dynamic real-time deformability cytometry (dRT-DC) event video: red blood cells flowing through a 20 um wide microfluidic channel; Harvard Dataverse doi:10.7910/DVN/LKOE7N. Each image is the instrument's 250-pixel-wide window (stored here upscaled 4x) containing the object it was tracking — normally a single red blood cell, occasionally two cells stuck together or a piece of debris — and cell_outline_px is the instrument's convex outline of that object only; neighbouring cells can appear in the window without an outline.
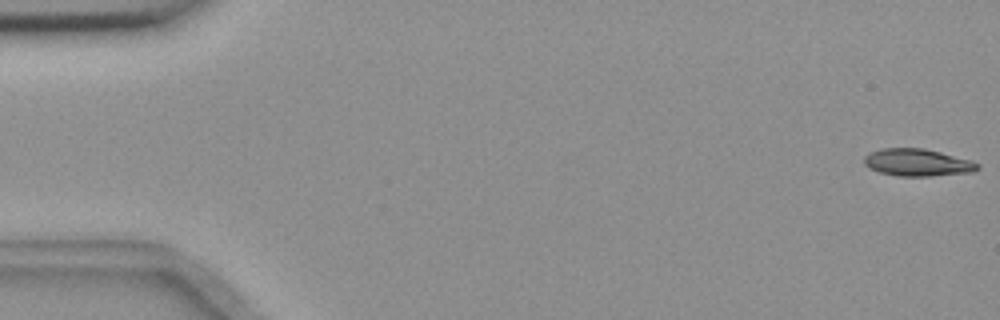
{"species": "common noctule bat (a hibernating species)", "species_latin": "Nyctalus noctula", "temperature_condition": "room temperature", "stored_images_in_passage": 56, "camera_frame_rate_fps": 3000, "um_per_image_px": 0.085, "animal": {"sex": "female", "body_mass_g": 18.4}, "frame": {"image": 1, "passage_image": 1, "time_ms": 0.0, "image_size_px": [1000, 320], "cell_outline_px": [[976, 168], [956, 172], [884, 172], [872, 168], [868, 164], [868, 156], [876, 152], [892, 148], [916, 148], [936, 152], [976, 164]], "centroid_in_image_um": [77.89, 13.72], "position_along_channel_um": 7.1, "area_um2": 14.33}}
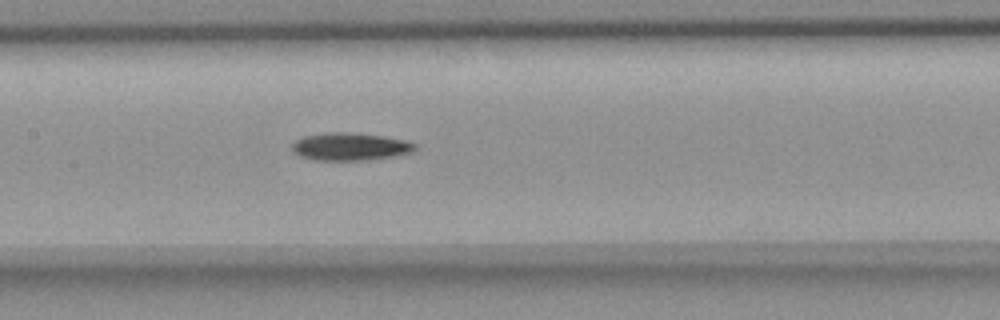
{"frame": {"image": 2, "passage_image": 27, "time_ms": 8.667, "image_size_px": [1000, 320], "cell_outline_px": [[412, 148], [400, 152], [380, 156], [312, 156], [300, 152], [296, 148], [296, 144], [300, 140], [316, 136], [372, 136], [412, 144]], "centroid_in_image_um": [29.78, 12.43], "position_along_channel_um": 177.6, "area_um2": 14.05}}
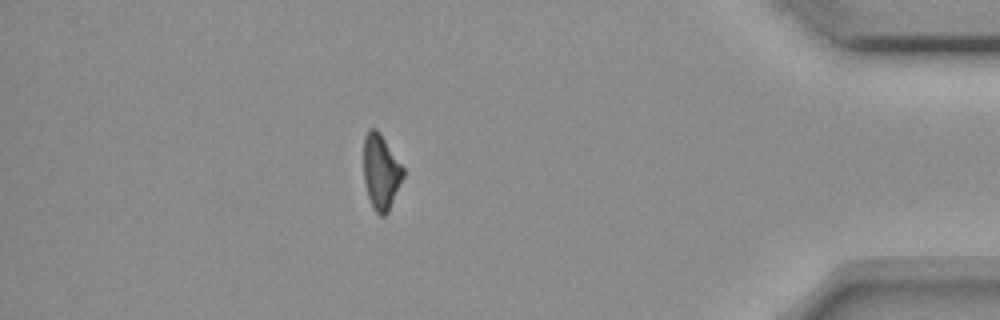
{"frame": {"image": 3, "passage_image": 49, "time_ms": 16.0, "image_size_px": [1000, 320], "cell_outline_px": [[404, 172], [388, 208], [384, 212], [380, 212], [372, 204], [368, 192], [364, 176], [364, 140], [368, 132], [372, 128], [380, 136], [404, 168]], "centroid_in_image_um": [32.36, 14.54], "position_along_channel_um": 402.8, "area_um2": 15.55}}